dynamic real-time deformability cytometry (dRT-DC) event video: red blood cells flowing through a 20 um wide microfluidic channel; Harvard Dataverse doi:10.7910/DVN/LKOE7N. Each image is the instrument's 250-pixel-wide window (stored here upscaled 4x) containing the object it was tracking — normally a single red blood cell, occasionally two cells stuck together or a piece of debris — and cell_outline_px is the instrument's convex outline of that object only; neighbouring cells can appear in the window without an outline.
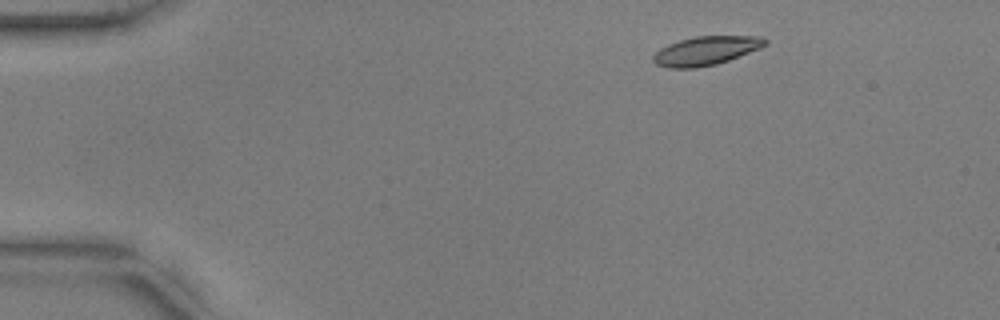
{"species": "common noctule bat (a hibernating species)", "species_latin": "Nyctalus noctula", "temperature_condition": "warm", "stored_images_in_passage": 47, "camera_frame_rate_fps": 3000, "um_per_image_px": 0.085, "animal": {"sex": "male", "body_mass_g": 17.9, "forearm_length_mm": 54.2}, "frame": {"image": 1, "passage_image": 1, "time_ms": 0.0, "image_size_px": [1000, 320], "cell_outline_px": [[768, 44], [760, 48], [728, 60], [716, 64], [696, 68], [668, 68], [656, 64], [652, 60], [652, 56], [660, 48], [668, 44], [680, 40], [696, 36], [764, 36], [768, 40]], "centroid_in_image_um": [60.01, 4.31], "position_along_channel_um": 25.0, "area_um2": 18.84}}
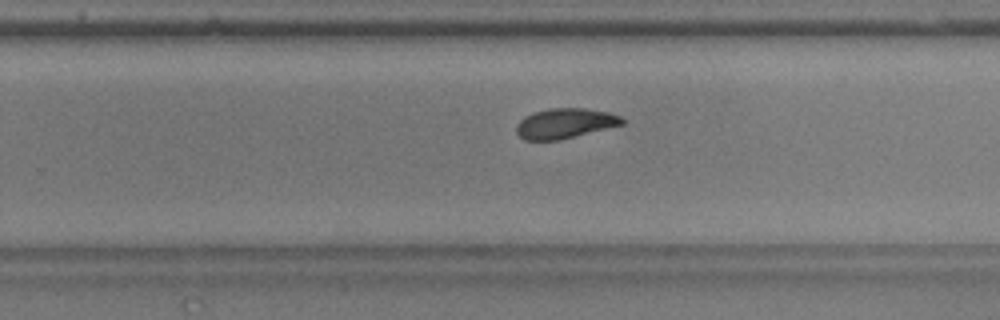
{"frame": {"image": 2, "passage_image": 28, "time_ms": 9.0, "image_size_px": [1000, 320], "cell_outline_px": [[624, 124], [560, 140], [524, 140], [516, 132], [516, 124], [524, 116], [532, 112], [548, 108], [584, 108], [608, 112], [620, 116], [624, 120]], "centroid_in_image_um": [47.99, 10.48], "position_along_channel_um": 281.8, "area_um2": 18.61}}
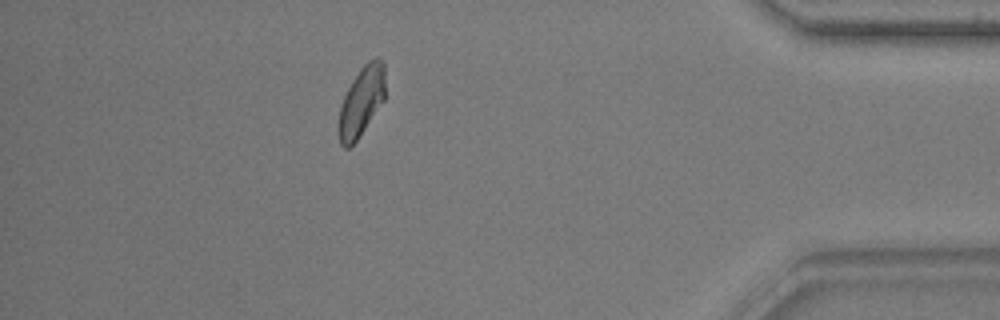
{"frame": {"image": 3, "passage_image": 41, "time_ms": 13.333, "image_size_px": [1000, 320], "cell_outline_px": [[384, 100], [356, 140], [348, 148], [344, 148], [340, 144], [340, 108], [344, 96], [352, 80], [360, 68], [368, 60], [376, 56], [384, 64]], "centroid_in_image_um": [30.74, 8.57], "position_along_channel_um": 404.5, "area_um2": 18.26}, "authors_computed_cell_mechanics": {"area_um2": 19.0162, "velocity_mm_per_s": 3.744, "shape_relaxation_time_tau1_ms": 4.5191, "shape_relaxation_time_tau2_ms": 3.7841, "deformation_change_tau1": 0.1697, "deformation_change_tau2": 0.0823}}